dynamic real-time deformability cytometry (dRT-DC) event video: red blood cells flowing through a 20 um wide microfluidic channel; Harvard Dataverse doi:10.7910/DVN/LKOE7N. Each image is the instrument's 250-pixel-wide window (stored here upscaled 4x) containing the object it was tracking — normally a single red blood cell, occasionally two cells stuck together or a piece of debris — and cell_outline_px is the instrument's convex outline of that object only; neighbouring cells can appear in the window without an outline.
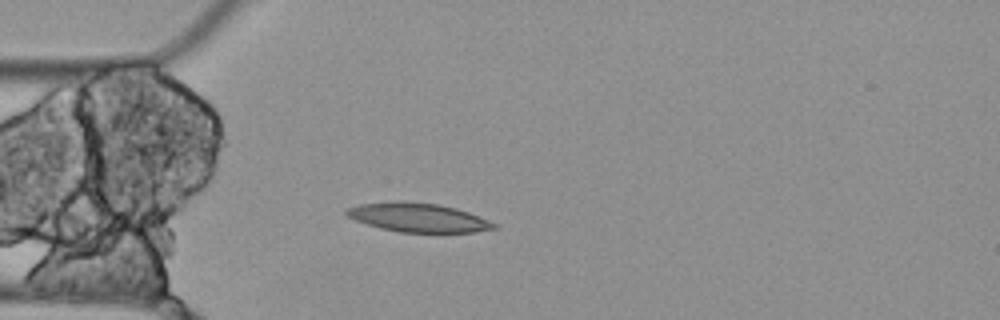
{"species": "Egyptian fruit bat (a non-hibernating species)", "species_latin": "Rousettus aegyptiacus", "temperature_condition": "cold", "stored_images_in_passage": 4, "camera_frame_rate_fps": 3000, "um_per_image_px": 0.085, "animal": {"sex": "female"}, "frame": {"image": 1, "passage_image": 4, "time_ms": 1.0, "image_size_px": [1000, 320], "cell_outline_px": [[500, 228], [476, 232], [400, 232], [380, 228], [356, 220], [348, 216], [344, 212], [348, 208], [360, 204], [396, 200], [404, 200], [436, 204], [456, 208], [468, 212], [496, 224]], "centroid_in_image_um": [35.54, 18.48], "position_along_channel_um": 49.5, "area_um2": 24.8}}